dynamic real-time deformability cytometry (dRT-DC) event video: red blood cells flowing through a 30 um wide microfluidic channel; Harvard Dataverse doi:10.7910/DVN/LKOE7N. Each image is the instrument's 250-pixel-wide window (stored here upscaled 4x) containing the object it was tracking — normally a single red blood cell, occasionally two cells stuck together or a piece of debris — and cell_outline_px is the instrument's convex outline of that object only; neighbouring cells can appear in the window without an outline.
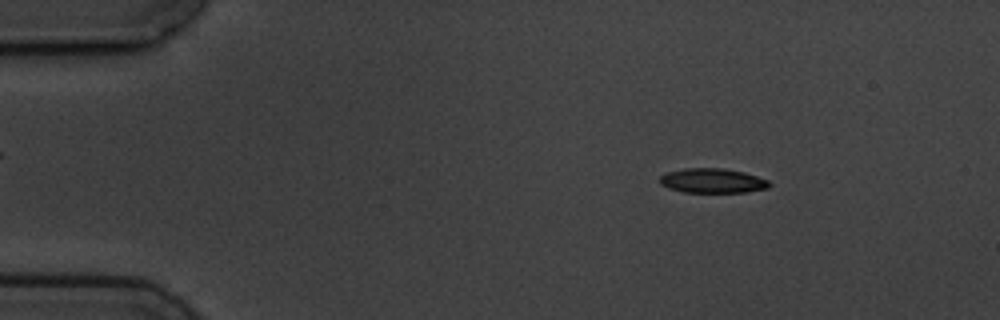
{"species": "common noctule bat (a hibernating species)", "species_latin": "Nyctalus noctula", "temperature_condition": "cold", "stored_images_in_passage": 3, "camera_frame_rate_fps": 3000, "um_per_image_px": 0.085, "animal": {"sex": "male", "body_mass_g": 19.5, "forearm_length_mm": 54.6}, "frame": {"image": 1, "passage_image": 1, "time_ms": 0.0, "image_size_px": [1000, 320], "cell_outline_px": [[772, 184], [768, 188], [744, 192], [684, 192], [668, 188], [660, 184], [660, 176], [668, 172], [684, 168], [724, 168], [744, 172], [768, 180]], "centroid_in_image_um": [60.56, 15.36], "position_along_channel_um": 24.4, "area_um2": 15.66}}
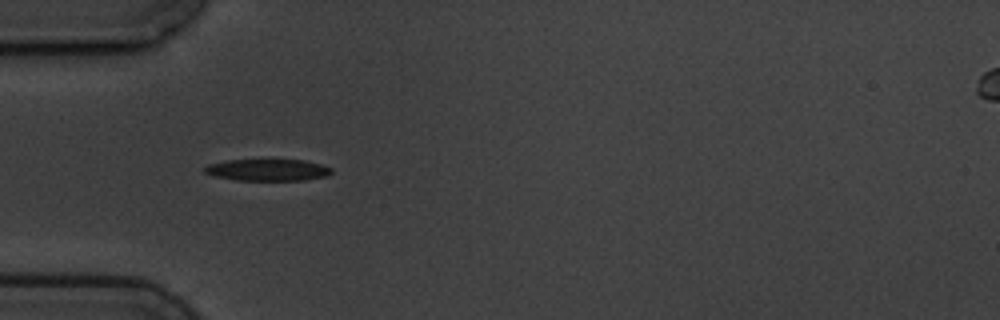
{"frame": {"image": 2, "passage_image": 3, "time_ms": 3.0, "image_size_px": [1000, 320], "cell_outline_px": [[332, 172], [324, 176], [304, 180], [236, 180], [216, 176], [204, 172], [204, 168], [208, 164], [228, 160], [304, 160], [320, 164], [332, 168]], "centroid_in_image_um": [22.74, 14.44], "position_along_channel_um": 62.3, "area_um2": 15.84}}